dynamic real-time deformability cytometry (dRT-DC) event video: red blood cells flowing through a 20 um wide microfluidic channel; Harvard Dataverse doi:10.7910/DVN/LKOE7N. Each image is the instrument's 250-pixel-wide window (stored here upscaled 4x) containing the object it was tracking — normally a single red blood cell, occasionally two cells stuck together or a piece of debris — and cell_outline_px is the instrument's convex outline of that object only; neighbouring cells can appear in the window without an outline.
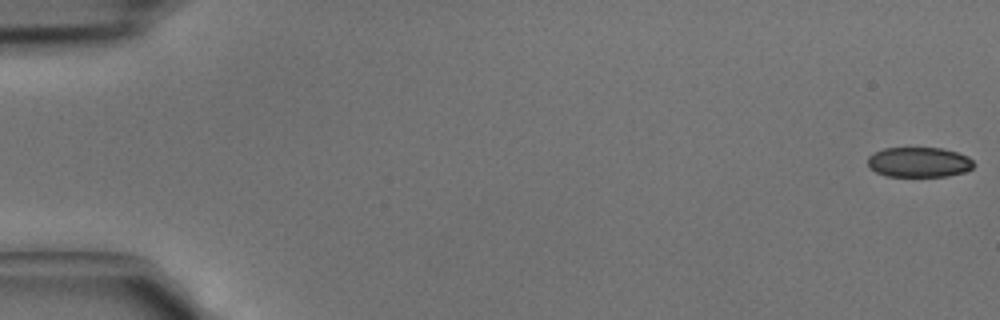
{"species": "common noctule bat (a hibernating species)", "species_latin": "Nyctalus noctula", "temperature_condition": "cold", "stored_images_in_passage": 43, "camera_frame_rate_fps": 3000, "um_per_image_px": 0.085, "animal": {"sex": "male", "body_mass_g": 15.6}, "frame": {"image": 1, "passage_image": 1, "time_ms": 0.0, "image_size_px": [1000, 320], "cell_outline_px": [[972, 168], [964, 172], [948, 176], [888, 176], [876, 172], [868, 164], [868, 156], [884, 148], [940, 148], [956, 152], [968, 156], [972, 160]], "centroid_in_image_um": [78.11, 13.78], "position_along_channel_um": 6.9, "area_um2": 18.32}}
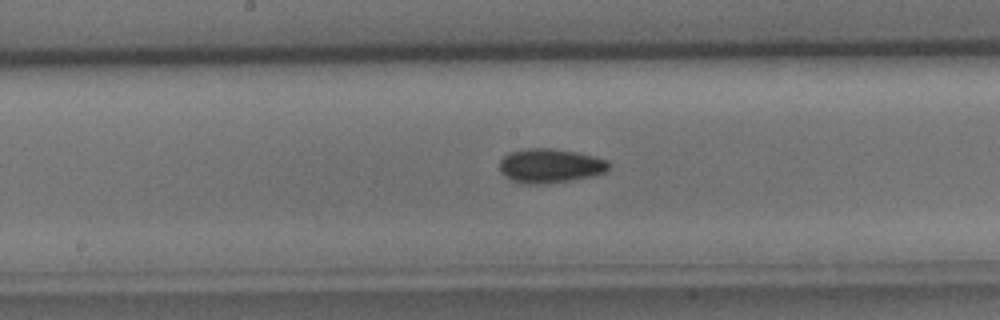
{"frame": {"image": 2, "passage_image": 23, "time_ms": 7.333, "image_size_px": [1000, 320], "cell_outline_px": [[612, 164], [604, 172], [592, 176], [548, 184], [528, 184], [512, 180], [504, 176], [500, 172], [500, 160], [508, 152], [528, 148], [552, 148], [576, 152], [608, 160]], "centroid_in_image_um": [46.75, 14.09], "position_along_channel_um": 201.5, "area_um2": 21.85}}
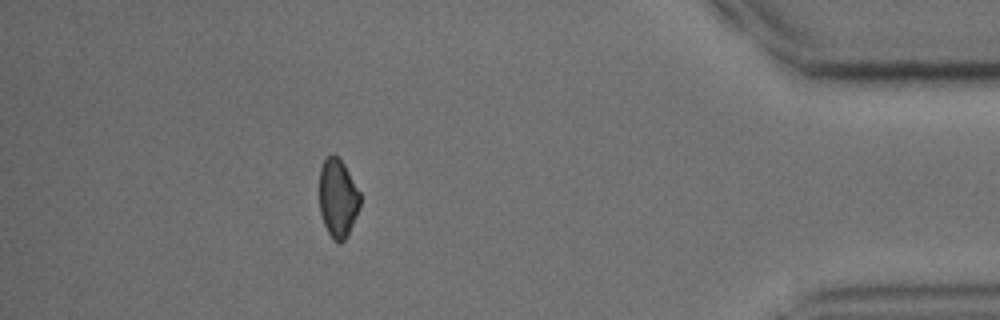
{"frame": {"image": 3, "passage_image": 39, "time_ms": 12.667, "image_size_px": [1000, 320], "cell_outline_px": [[360, 208], [348, 236], [340, 244], [332, 240], [324, 224], [320, 212], [320, 168], [324, 160], [328, 156], [336, 156], [344, 164], [360, 192]], "centroid_in_image_um": [28.73, 16.9], "position_along_channel_um": 406.5, "area_um2": 18.67}}